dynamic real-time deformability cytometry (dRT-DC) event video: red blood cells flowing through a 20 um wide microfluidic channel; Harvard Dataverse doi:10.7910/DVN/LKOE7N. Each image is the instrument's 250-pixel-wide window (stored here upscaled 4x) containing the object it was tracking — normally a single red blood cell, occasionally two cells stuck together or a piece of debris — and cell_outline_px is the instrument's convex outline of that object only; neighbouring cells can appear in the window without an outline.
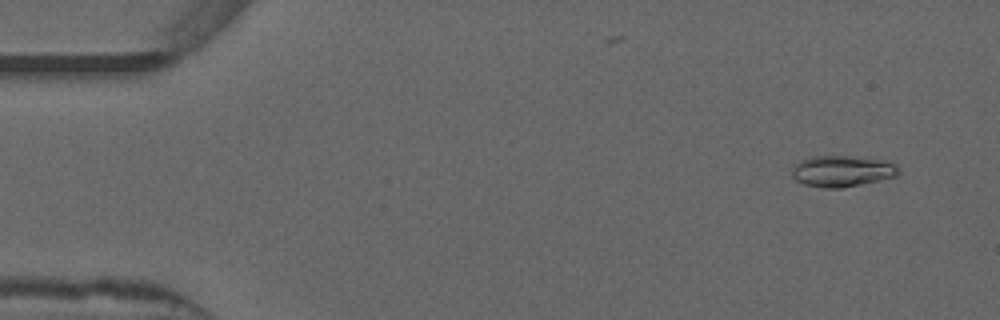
{"species": "common noctule bat (a hibernating species)", "species_latin": "Nyctalus noctula", "temperature_condition": "warm", "stored_images_in_passage": 47, "camera_frame_rate_fps": 3000, "um_per_image_px": 0.085, "animal": {"sex": "male", "forearm_length_mm": 52.5}, "frame": {"image": 1, "passage_image": 4, "time_ms": 1.0, "image_size_px": [1000, 320], "cell_outline_px": [[896, 176], [880, 180], [840, 188], [824, 188], [804, 184], [796, 180], [792, 176], [792, 168], [796, 164], [812, 156], [852, 156], [888, 160], [896, 168]], "centroid_in_image_um": [71.55, 14.54], "position_along_channel_um": 13.5, "area_um2": 19.07}}
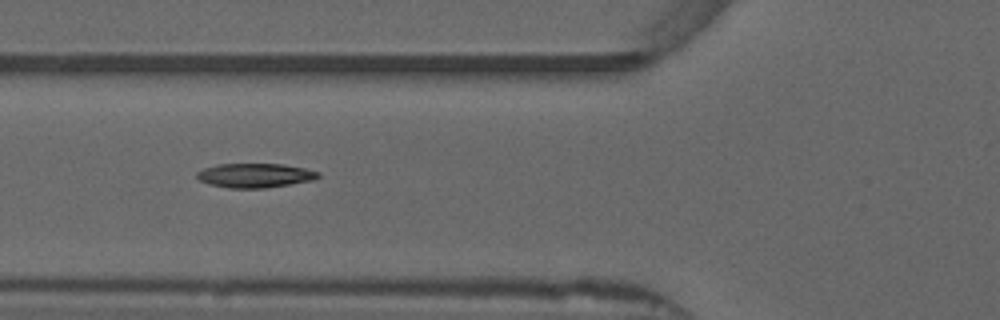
{"frame": {"image": 2, "passage_image": 20, "time_ms": 6.333, "image_size_px": [1000, 320], "cell_outline_px": [[320, 176], [312, 180], [268, 188], [228, 188], [208, 184], [200, 180], [196, 176], [196, 172], [204, 168], [216, 164], [284, 164], [304, 168], [320, 172]], "centroid_in_image_um": [21.66, 14.91], "position_along_channel_um": 104.1, "area_um2": 17.22}}
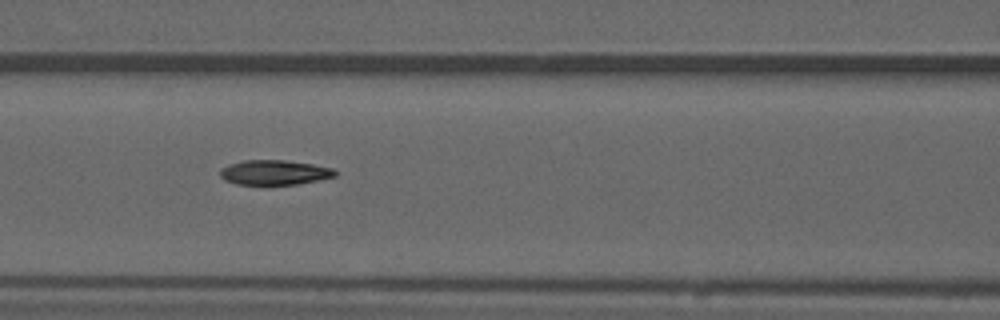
{"frame": {"image": 3, "passage_image": 23, "time_ms": 7.333, "image_size_px": [1000, 320], "cell_outline_px": [[336, 176], [296, 184], [236, 184], [224, 180], [220, 176], [220, 168], [228, 164], [244, 160], [284, 160], [312, 164], [332, 168], [336, 172]], "centroid_in_image_um": [23.27, 14.65], "position_along_channel_um": 143.3, "area_um2": 16.47}}